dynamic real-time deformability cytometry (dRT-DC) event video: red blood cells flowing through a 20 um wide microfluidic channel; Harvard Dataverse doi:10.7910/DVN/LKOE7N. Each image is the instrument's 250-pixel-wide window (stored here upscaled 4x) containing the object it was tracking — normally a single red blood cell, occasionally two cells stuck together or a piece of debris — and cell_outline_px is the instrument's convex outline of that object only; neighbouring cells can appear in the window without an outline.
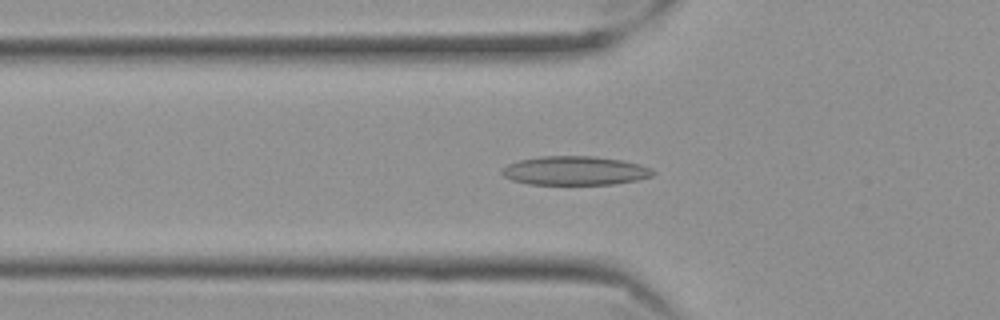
{"species": "Egyptian fruit bat (a non-hibernating species)", "species_latin": "Rousettus aegyptiacus", "temperature_condition": "cold", "stored_images_in_passage": 57, "camera_frame_rate_fps": 3000, "um_per_image_px": 0.085, "frame": {"image": 1, "passage_image": 19, "time_ms": 6.0, "image_size_px": [1000, 320], "cell_outline_px": [[656, 172], [652, 176], [636, 180], [616, 184], [528, 184], [512, 180], [504, 176], [500, 172], [508, 164], [520, 160], [544, 156], [592, 156], [620, 160], [640, 164], [652, 168]], "centroid_in_image_um": [48.9, 14.51], "position_along_channel_um": 76.9, "area_um2": 25.32}}
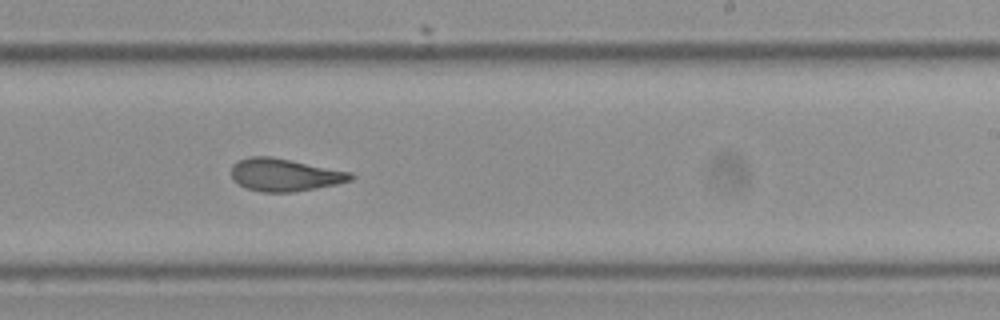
{"frame": {"image": 2, "passage_image": 35, "time_ms": 11.333, "image_size_px": [1000, 320], "cell_outline_px": [[356, 176], [352, 180], [336, 184], [316, 188], [292, 192], [264, 192], [244, 188], [232, 180], [232, 164], [248, 156], [272, 156], [352, 172]], "centroid_in_image_um": [24.19, 14.86], "position_along_channel_um": 264.8, "area_um2": 22.89}}
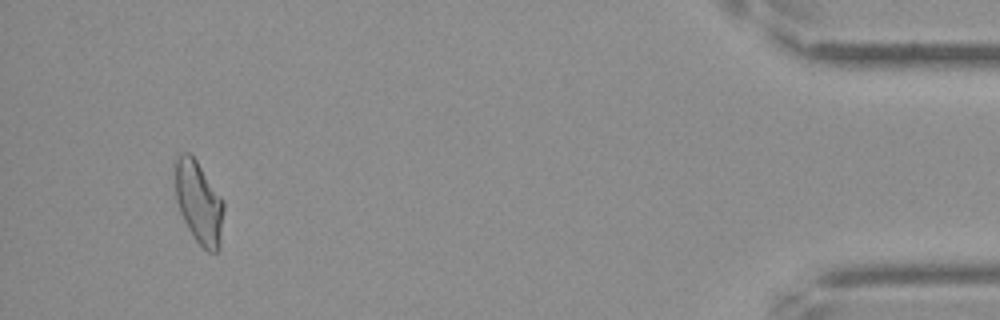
{"frame": {"image": 3, "passage_image": 54, "time_ms": 17.667, "image_size_px": [1000, 320], "cell_outline_px": [[224, 208], [220, 248], [216, 252], [208, 252], [196, 240], [188, 228], [180, 212], [176, 200], [176, 156], [180, 152], [188, 152], [196, 160], [224, 200]], "centroid_in_image_um": [16.92, 17.22], "position_along_channel_um": 418.3, "area_um2": 23.24}, "authors_computed_cell_mechanics": {"area_um2": 23.5824, "velocity_mm_per_s": 3.5011, "shape_relaxation_time_tau1_ms": 7.0369, "shape_relaxation_time_tau2_ms": 2.0521, "deformation_change_tau1": 0.1735, "deformation_change_tau2": 0.0811}}